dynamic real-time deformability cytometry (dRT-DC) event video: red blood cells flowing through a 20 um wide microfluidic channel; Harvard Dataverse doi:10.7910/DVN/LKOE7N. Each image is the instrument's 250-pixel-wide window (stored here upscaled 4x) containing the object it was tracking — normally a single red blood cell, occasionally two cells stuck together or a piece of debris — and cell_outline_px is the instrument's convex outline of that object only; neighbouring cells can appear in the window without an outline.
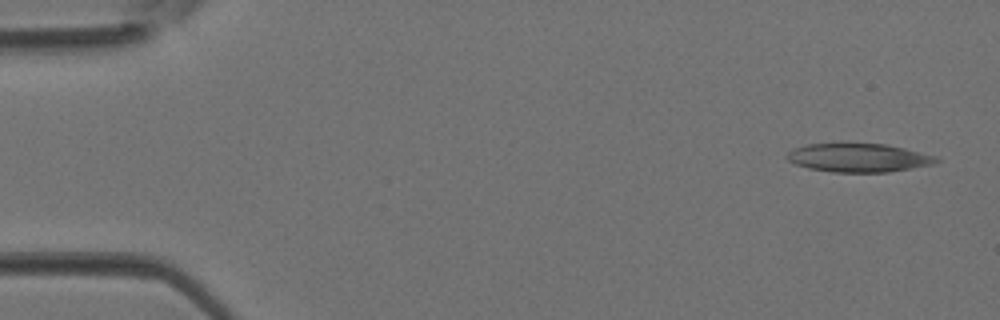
{"species": "Egyptian fruit bat (a non-hibernating species)", "species_latin": "Rousettus aegyptiacus", "temperature_condition": "room temperature", "stored_images_in_passage": 4, "camera_frame_rate_fps": 3000, "um_per_image_px": 0.085, "animal": {"sex": "female"}, "frame": {"image": 1, "passage_image": 1, "time_ms": 0.0, "image_size_px": [1000, 320], "cell_outline_px": [[940, 160], [936, 164], [888, 172], [832, 172], [808, 168], [796, 164], [788, 160], [784, 156], [792, 148], [808, 144], [840, 140], [888, 144], [936, 156]], "centroid_in_image_um": [72.93, 13.35], "position_along_channel_um": 12.1, "area_um2": 26.01}}
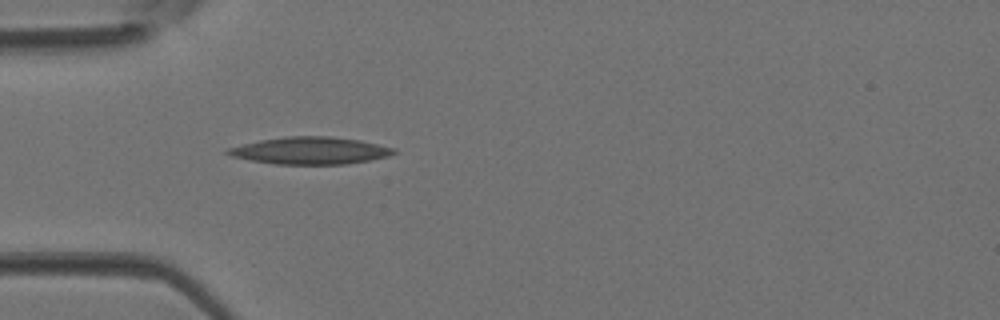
{"frame": {"image": 2, "passage_image": 4, "time_ms": 1.0, "image_size_px": [1000, 320], "cell_outline_px": [[396, 152], [388, 156], [348, 164], [276, 164], [252, 160], [232, 156], [224, 152], [228, 148], [260, 140], [288, 136], [328, 136], [360, 140], [396, 148]], "centroid_in_image_um": [26.4, 12.8], "position_along_channel_um": 58.6, "area_um2": 26.07}}